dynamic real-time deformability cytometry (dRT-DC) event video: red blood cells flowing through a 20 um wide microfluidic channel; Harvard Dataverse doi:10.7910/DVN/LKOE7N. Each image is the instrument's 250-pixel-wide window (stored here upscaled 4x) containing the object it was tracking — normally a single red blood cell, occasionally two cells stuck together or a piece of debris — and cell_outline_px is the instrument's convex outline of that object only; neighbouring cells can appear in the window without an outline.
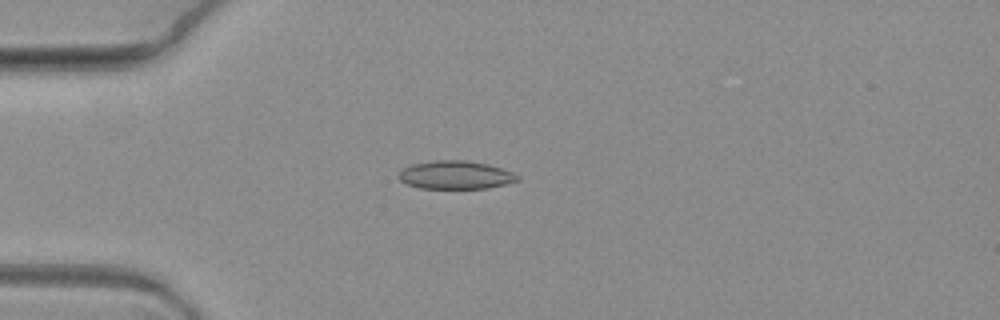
{"species": "common noctule bat (a hibernating species)", "species_latin": "Nyctalus noctula", "temperature_condition": "warm", "stored_images_in_passage": 5, "camera_frame_rate_fps": 3000, "um_per_image_px": 0.085, "animal": {"sex": "female", "body_mass_g": 19.3, "forearm_length_mm": 54.1}, "frame": {"image": 1, "passage_image": 4, "time_ms": 1.0, "image_size_px": [1000, 320], "cell_outline_px": [[520, 180], [488, 188], [420, 188], [408, 184], [400, 180], [396, 176], [404, 168], [412, 164], [436, 160], [464, 160], [488, 164], [512, 172], [520, 176]], "centroid_in_image_um": [38.72, 14.87], "position_along_channel_um": 46.3, "area_um2": 19.42}}